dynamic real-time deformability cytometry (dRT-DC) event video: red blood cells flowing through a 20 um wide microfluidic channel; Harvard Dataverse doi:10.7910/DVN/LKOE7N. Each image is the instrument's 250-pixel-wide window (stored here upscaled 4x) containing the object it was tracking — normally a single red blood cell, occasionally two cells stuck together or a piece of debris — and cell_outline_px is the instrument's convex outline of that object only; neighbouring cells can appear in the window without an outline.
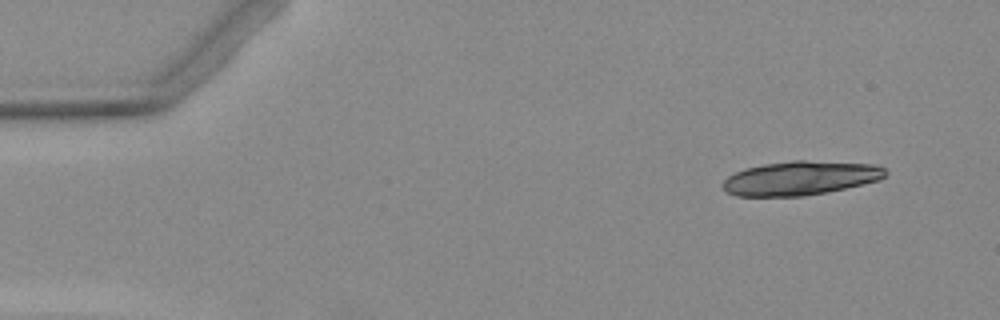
{"species": "Egyptian fruit bat (a non-hibernating species)", "species_latin": "Rousettus aegyptiacus", "temperature_condition": "warm", "stored_images_in_passage": 5, "camera_frame_rate_fps": 3000, "um_per_image_px": 0.085, "animal": {"sex": "female"}, "frame": {"image": 1, "passage_image": 1, "time_ms": 0.0, "image_size_px": [1000, 320], "cell_outline_px": [[888, 172], [880, 180], [828, 192], [804, 196], [736, 196], [724, 192], [720, 184], [728, 176], [744, 168], [764, 164], [796, 160], [804, 160], [876, 164], [884, 168]], "centroid_in_image_um": [68.01, 15.14], "position_along_channel_um": 17.0, "area_um2": 32.48}}